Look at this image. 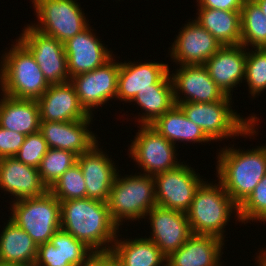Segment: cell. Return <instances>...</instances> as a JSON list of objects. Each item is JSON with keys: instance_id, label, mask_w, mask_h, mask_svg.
Returning <instances> with one entry per match:
<instances>
[{"instance_id": "obj_27", "label": "cell", "mask_w": 266, "mask_h": 266, "mask_svg": "<svg viewBox=\"0 0 266 266\" xmlns=\"http://www.w3.org/2000/svg\"><path fill=\"white\" fill-rule=\"evenodd\" d=\"M150 126L174 145L175 141L178 140L190 142L211 141L203 130L190 121L176 104Z\"/></svg>"}, {"instance_id": "obj_9", "label": "cell", "mask_w": 266, "mask_h": 266, "mask_svg": "<svg viewBox=\"0 0 266 266\" xmlns=\"http://www.w3.org/2000/svg\"><path fill=\"white\" fill-rule=\"evenodd\" d=\"M23 31L19 41L31 52L47 82L49 84L69 82L64 44L30 25Z\"/></svg>"}, {"instance_id": "obj_26", "label": "cell", "mask_w": 266, "mask_h": 266, "mask_svg": "<svg viewBox=\"0 0 266 266\" xmlns=\"http://www.w3.org/2000/svg\"><path fill=\"white\" fill-rule=\"evenodd\" d=\"M197 22L222 46L241 45L240 11L199 8Z\"/></svg>"}, {"instance_id": "obj_4", "label": "cell", "mask_w": 266, "mask_h": 266, "mask_svg": "<svg viewBox=\"0 0 266 266\" xmlns=\"http://www.w3.org/2000/svg\"><path fill=\"white\" fill-rule=\"evenodd\" d=\"M219 183L213 186L203 181L199 185L186 212L193 234L211 235L223 240V228L234 209L239 219V206L227 194L220 181Z\"/></svg>"}, {"instance_id": "obj_5", "label": "cell", "mask_w": 266, "mask_h": 266, "mask_svg": "<svg viewBox=\"0 0 266 266\" xmlns=\"http://www.w3.org/2000/svg\"><path fill=\"white\" fill-rule=\"evenodd\" d=\"M231 96L223 100L209 103L185 102L176 104L186 117L198 125L210 140L224 137L252 135L256 131L254 125L257 117L251 116L245 120L229 108ZM231 109V110H230Z\"/></svg>"}, {"instance_id": "obj_39", "label": "cell", "mask_w": 266, "mask_h": 266, "mask_svg": "<svg viewBox=\"0 0 266 266\" xmlns=\"http://www.w3.org/2000/svg\"><path fill=\"white\" fill-rule=\"evenodd\" d=\"M200 8L241 11L245 0H197Z\"/></svg>"}, {"instance_id": "obj_13", "label": "cell", "mask_w": 266, "mask_h": 266, "mask_svg": "<svg viewBox=\"0 0 266 266\" xmlns=\"http://www.w3.org/2000/svg\"><path fill=\"white\" fill-rule=\"evenodd\" d=\"M145 89H173L168 64L120 63L117 78V98L132 101Z\"/></svg>"}, {"instance_id": "obj_11", "label": "cell", "mask_w": 266, "mask_h": 266, "mask_svg": "<svg viewBox=\"0 0 266 266\" xmlns=\"http://www.w3.org/2000/svg\"><path fill=\"white\" fill-rule=\"evenodd\" d=\"M131 144L130 155L147 175H156L177 168L175 145L160 135L150 125H141Z\"/></svg>"}, {"instance_id": "obj_43", "label": "cell", "mask_w": 266, "mask_h": 266, "mask_svg": "<svg viewBox=\"0 0 266 266\" xmlns=\"http://www.w3.org/2000/svg\"><path fill=\"white\" fill-rule=\"evenodd\" d=\"M0 266H22V265H17V264H12V263L0 261Z\"/></svg>"}, {"instance_id": "obj_1", "label": "cell", "mask_w": 266, "mask_h": 266, "mask_svg": "<svg viewBox=\"0 0 266 266\" xmlns=\"http://www.w3.org/2000/svg\"><path fill=\"white\" fill-rule=\"evenodd\" d=\"M60 211L63 230L94 252L111 250V246L104 245L115 242L119 227L111 218L107 202L91 198L65 200L60 202Z\"/></svg>"}, {"instance_id": "obj_28", "label": "cell", "mask_w": 266, "mask_h": 266, "mask_svg": "<svg viewBox=\"0 0 266 266\" xmlns=\"http://www.w3.org/2000/svg\"><path fill=\"white\" fill-rule=\"evenodd\" d=\"M115 241L110 252L118 266H160L166 262L167 257L148 238Z\"/></svg>"}, {"instance_id": "obj_15", "label": "cell", "mask_w": 266, "mask_h": 266, "mask_svg": "<svg viewBox=\"0 0 266 266\" xmlns=\"http://www.w3.org/2000/svg\"><path fill=\"white\" fill-rule=\"evenodd\" d=\"M170 76H172L175 104L216 102L227 96L211 79L204 65H182L176 74ZM177 89L185 93L186 99L180 98Z\"/></svg>"}, {"instance_id": "obj_7", "label": "cell", "mask_w": 266, "mask_h": 266, "mask_svg": "<svg viewBox=\"0 0 266 266\" xmlns=\"http://www.w3.org/2000/svg\"><path fill=\"white\" fill-rule=\"evenodd\" d=\"M13 202L10 220L23 229L37 246L50 241L61 228L60 202L49 190L41 196Z\"/></svg>"}, {"instance_id": "obj_21", "label": "cell", "mask_w": 266, "mask_h": 266, "mask_svg": "<svg viewBox=\"0 0 266 266\" xmlns=\"http://www.w3.org/2000/svg\"><path fill=\"white\" fill-rule=\"evenodd\" d=\"M0 188L15 196V201L38 197L48 191L38 168L26 165L15 157L0 159Z\"/></svg>"}, {"instance_id": "obj_3", "label": "cell", "mask_w": 266, "mask_h": 266, "mask_svg": "<svg viewBox=\"0 0 266 266\" xmlns=\"http://www.w3.org/2000/svg\"><path fill=\"white\" fill-rule=\"evenodd\" d=\"M17 41L1 63V90L4 95L12 98L38 100L50 84L31 52Z\"/></svg>"}, {"instance_id": "obj_22", "label": "cell", "mask_w": 266, "mask_h": 266, "mask_svg": "<svg viewBox=\"0 0 266 266\" xmlns=\"http://www.w3.org/2000/svg\"><path fill=\"white\" fill-rule=\"evenodd\" d=\"M244 48L243 45L222 46L203 64L211 79L227 96H231L233 87L245 77L247 52Z\"/></svg>"}, {"instance_id": "obj_35", "label": "cell", "mask_w": 266, "mask_h": 266, "mask_svg": "<svg viewBox=\"0 0 266 266\" xmlns=\"http://www.w3.org/2000/svg\"><path fill=\"white\" fill-rule=\"evenodd\" d=\"M239 221H266V175L238 208Z\"/></svg>"}, {"instance_id": "obj_23", "label": "cell", "mask_w": 266, "mask_h": 266, "mask_svg": "<svg viewBox=\"0 0 266 266\" xmlns=\"http://www.w3.org/2000/svg\"><path fill=\"white\" fill-rule=\"evenodd\" d=\"M222 246L218 237L193 234L167 257L166 266H219Z\"/></svg>"}, {"instance_id": "obj_24", "label": "cell", "mask_w": 266, "mask_h": 266, "mask_svg": "<svg viewBox=\"0 0 266 266\" xmlns=\"http://www.w3.org/2000/svg\"><path fill=\"white\" fill-rule=\"evenodd\" d=\"M40 110L37 100L16 99L3 95L0 101V126L24 135L40 128Z\"/></svg>"}, {"instance_id": "obj_18", "label": "cell", "mask_w": 266, "mask_h": 266, "mask_svg": "<svg viewBox=\"0 0 266 266\" xmlns=\"http://www.w3.org/2000/svg\"><path fill=\"white\" fill-rule=\"evenodd\" d=\"M89 28L88 26L63 43L70 78L95 70L112 58L110 51L100 43Z\"/></svg>"}, {"instance_id": "obj_36", "label": "cell", "mask_w": 266, "mask_h": 266, "mask_svg": "<svg viewBox=\"0 0 266 266\" xmlns=\"http://www.w3.org/2000/svg\"><path fill=\"white\" fill-rule=\"evenodd\" d=\"M48 149L47 142L38 131L25 137L24 143L14 157L26 165L38 168Z\"/></svg>"}, {"instance_id": "obj_37", "label": "cell", "mask_w": 266, "mask_h": 266, "mask_svg": "<svg viewBox=\"0 0 266 266\" xmlns=\"http://www.w3.org/2000/svg\"><path fill=\"white\" fill-rule=\"evenodd\" d=\"M26 135L0 126V159L14 157L24 143Z\"/></svg>"}, {"instance_id": "obj_34", "label": "cell", "mask_w": 266, "mask_h": 266, "mask_svg": "<svg viewBox=\"0 0 266 266\" xmlns=\"http://www.w3.org/2000/svg\"><path fill=\"white\" fill-rule=\"evenodd\" d=\"M253 52V53H252ZM247 52L245 77L252 96L266 89V48Z\"/></svg>"}, {"instance_id": "obj_40", "label": "cell", "mask_w": 266, "mask_h": 266, "mask_svg": "<svg viewBox=\"0 0 266 266\" xmlns=\"http://www.w3.org/2000/svg\"><path fill=\"white\" fill-rule=\"evenodd\" d=\"M79 266H118L113 254L108 252H93Z\"/></svg>"}, {"instance_id": "obj_38", "label": "cell", "mask_w": 266, "mask_h": 266, "mask_svg": "<svg viewBox=\"0 0 266 266\" xmlns=\"http://www.w3.org/2000/svg\"><path fill=\"white\" fill-rule=\"evenodd\" d=\"M34 266H72L59 250L48 241L38 246L37 259Z\"/></svg>"}, {"instance_id": "obj_2", "label": "cell", "mask_w": 266, "mask_h": 266, "mask_svg": "<svg viewBox=\"0 0 266 266\" xmlns=\"http://www.w3.org/2000/svg\"><path fill=\"white\" fill-rule=\"evenodd\" d=\"M218 156V178L227 194L240 206L266 175V147L239 151L225 148Z\"/></svg>"}, {"instance_id": "obj_31", "label": "cell", "mask_w": 266, "mask_h": 266, "mask_svg": "<svg viewBox=\"0 0 266 266\" xmlns=\"http://www.w3.org/2000/svg\"><path fill=\"white\" fill-rule=\"evenodd\" d=\"M77 163L71 151L49 148L38 167L42 182L49 189L69 168Z\"/></svg>"}, {"instance_id": "obj_25", "label": "cell", "mask_w": 266, "mask_h": 266, "mask_svg": "<svg viewBox=\"0 0 266 266\" xmlns=\"http://www.w3.org/2000/svg\"><path fill=\"white\" fill-rule=\"evenodd\" d=\"M0 235V261L22 266L35 265L38 246L23 229L8 220Z\"/></svg>"}, {"instance_id": "obj_32", "label": "cell", "mask_w": 266, "mask_h": 266, "mask_svg": "<svg viewBox=\"0 0 266 266\" xmlns=\"http://www.w3.org/2000/svg\"><path fill=\"white\" fill-rule=\"evenodd\" d=\"M59 202L86 198V184L78 163L69 168L49 189Z\"/></svg>"}, {"instance_id": "obj_12", "label": "cell", "mask_w": 266, "mask_h": 266, "mask_svg": "<svg viewBox=\"0 0 266 266\" xmlns=\"http://www.w3.org/2000/svg\"><path fill=\"white\" fill-rule=\"evenodd\" d=\"M119 69L120 63L113 62L111 58L95 70L70 78L80 105L89 115H92L90 108L101 106L110 98H116Z\"/></svg>"}, {"instance_id": "obj_17", "label": "cell", "mask_w": 266, "mask_h": 266, "mask_svg": "<svg viewBox=\"0 0 266 266\" xmlns=\"http://www.w3.org/2000/svg\"><path fill=\"white\" fill-rule=\"evenodd\" d=\"M91 117L67 122L40 121L39 132L49 148L71 151L80 156L97 143L94 134L87 130Z\"/></svg>"}, {"instance_id": "obj_8", "label": "cell", "mask_w": 266, "mask_h": 266, "mask_svg": "<svg viewBox=\"0 0 266 266\" xmlns=\"http://www.w3.org/2000/svg\"><path fill=\"white\" fill-rule=\"evenodd\" d=\"M40 25H32L39 32L66 42L81 33L89 24L79 5L73 0H33ZM85 17V18H84Z\"/></svg>"}, {"instance_id": "obj_10", "label": "cell", "mask_w": 266, "mask_h": 266, "mask_svg": "<svg viewBox=\"0 0 266 266\" xmlns=\"http://www.w3.org/2000/svg\"><path fill=\"white\" fill-rule=\"evenodd\" d=\"M187 165L154 175L157 206L186 213L202 183Z\"/></svg>"}, {"instance_id": "obj_30", "label": "cell", "mask_w": 266, "mask_h": 266, "mask_svg": "<svg viewBox=\"0 0 266 266\" xmlns=\"http://www.w3.org/2000/svg\"><path fill=\"white\" fill-rule=\"evenodd\" d=\"M146 114L139 118L142 125L153 124L166 111L174 105V89H145L138 93L134 99Z\"/></svg>"}, {"instance_id": "obj_16", "label": "cell", "mask_w": 266, "mask_h": 266, "mask_svg": "<svg viewBox=\"0 0 266 266\" xmlns=\"http://www.w3.org/2000/svg\"><path fill=\"white\" fill-rule=\"evenodd\" d=\"M171 58L180 65H203L222 45L196 20L186 24L174 41Z\"/></svg>"}, {"instance_id": "obj_20", "label": "cell", "mask_w": 266, "mask_h": 266, "mask_svg": "<svg viewBox=\"0 0 266 266\" xmlns=\"http://www.w3.org/2000/svg\"><path fill=\"white\" fill-rule=\"evenodd\" d=\"M86 184V198L108 202L117 169L112 160L100 151L97 143L86 153L77 156Z\"/></svg>"}, {"instance_id": "obj_33", "label": "cell", "mask_w": 266, "mask_h": 266, "mask_svg": "<svg viewBox=\"0 0 266 266\" xmlns=\"http://www.w3.org/2000/svg\"><path fill=\"white\" fill-rule=\"evenodd\" d=\"M50 242L72 266H79L94 252L85 243L77 240L62 228L53 234Z\"/></svg>"}, {"instance_id": "obj_29", "label": "cell", "mask_w": 266, "mask_h": 266, "mask_svg": "<svg viewBox=\"0 0 266 266\" xmlns=\"http://www.w3.org/2000/svg\"><path fill=\"white\" fill-rule=\"evenodd\" d=\"M241 45L266 48V17L254 0H245L240 11Z\"/></svg>"}, {"instance_id": "obj_14", "label": "cell", "mask_w": 266, "mask_h": 266, "mask_svg": "<svg viewBox=\"0 0 266 266\" xmlns=\"http://www.w3.org/2000/svg\"><path fill=\"white\" fill-rule=\"evenodd\" d=\"M149 213L152 227L150 239L168 257L193 235L186 213L154 206Z\"/></svg>"}, {"instance_id": "obj_19", "label": "cell", "mask_w": 266, "mask_h": 266, "mask_svg": "<svg viewBox=\"0 0 266 266\" xmlns=\"http://www.w3.org/2000/svg\"><path fill=\"white\" fill-rule=\"evenodd\" d=\"M37 102L41 121L67 122L87 119L90 116L80 105L78 95L70 81L50 84Z\"/></svg>"}, {"instance_id": "obj_42", "label": "cell", "mask_w": 266, "mask_h": 266, "mask_svg": "<svg viewBox=\"0 0 266 266\" xmlns=\"http://www.w3.org/2000/svg\"><path fill=\"white\" fill-rule=\"evenodd\" d=\"M262 254L263 255H259V259H258V261L257 262H259V266H266V251H264V253H263V251H262Z\"/></svg>"}, {"instance_id": "obj_41", "label": "cell", "mask_w": 266, "mask_h": 266, "mask_svg": "<svg viewBox=\"0 0 266 266\" xmlns=\"http://www.w3.org/2000/svg\"><path fill=\"white\" fill-rule=\"evenodd\" d=\"M258 6L261 8L263 14L266 17V0H254Z\"/></svg>"}, {"instance_id": "obj_6", "label": "cell", "mask_w": 266, "mask_h": 266, "mask_svg": "<svg viewBox=\"0 0 266 266\" xmlns=\"http://www.w3.org/2000/svg\"><path fill=\"white\" fill-rule=\"evenodd\" d=\"M107 203L111 218L118 227L123 218H145L157 205L154 177L144 173L119 178L117 174Z\"/></svg>"}]
</instances>
